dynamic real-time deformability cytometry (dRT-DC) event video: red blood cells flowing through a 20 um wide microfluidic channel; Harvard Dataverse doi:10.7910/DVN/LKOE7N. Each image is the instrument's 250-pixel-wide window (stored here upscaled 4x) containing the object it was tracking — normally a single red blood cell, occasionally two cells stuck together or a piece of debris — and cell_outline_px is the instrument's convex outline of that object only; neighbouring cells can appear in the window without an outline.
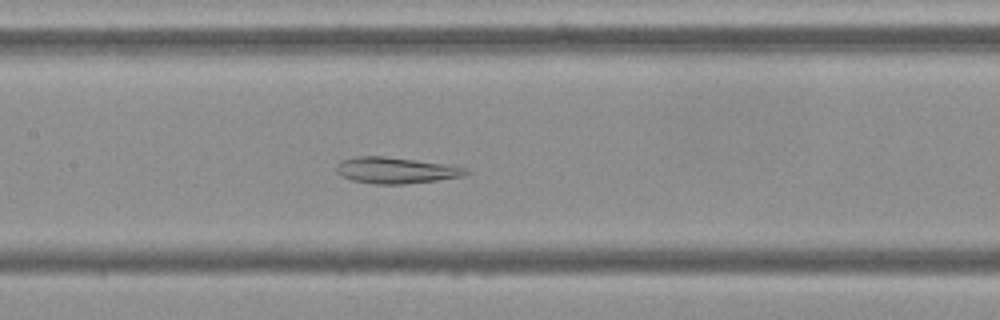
{"species": "Egyptian fruit bat (a non-hibernating species)", "species_latin": "Rousettus aegyptiacus", "temperature_condition": "cold", "stored_images_in_passage": 55, "camera_frame_rate_fps": 3000, "um_per_image_px": 0.085, "frame": {"image": 1, "passage_image": 26, "time_ms": 8.333, "image_size_px": [1000, 320], "cell_outline_px": [[472, 172], [464, 176], [436, 180], [404, 184], [376, 184], [352, 180], [340, 176], [336, 172], [336, 164], [340, 160], [356, 156], [384, 156], [460, 164], [468, 168]], "centroid_in_image_um": [33.74, 14.45], "position_along_channel_um": 173.7, "area_um2": 20.52}}
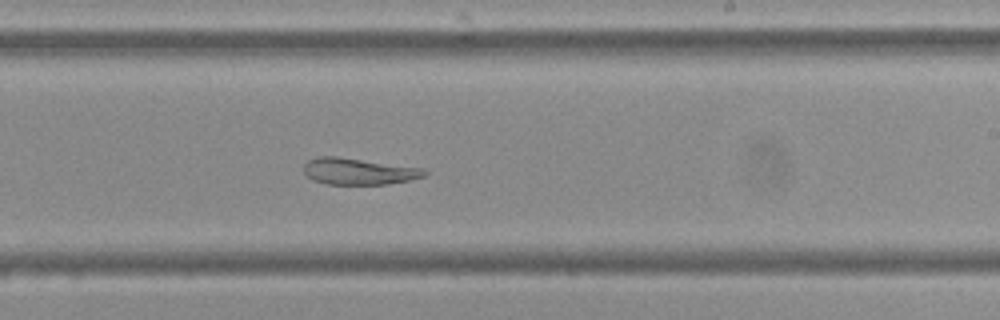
{"frame": {"image": 2, "passage_image": 33, "time_ms": 10.667, "image_size_px": [1000, 320], "cell_outline_px": [[428, 172], [424, 176], [408, 180], [388, 184], [328, 184], [312, 180], [304, 172], [304, 164], [308, 160], [320, 156], [336, 156], [424, 168]], "centroid_in_image_um": [30.48, 14.56], "position_along_channel_um": 258.5, "area_um2": 18.55}}
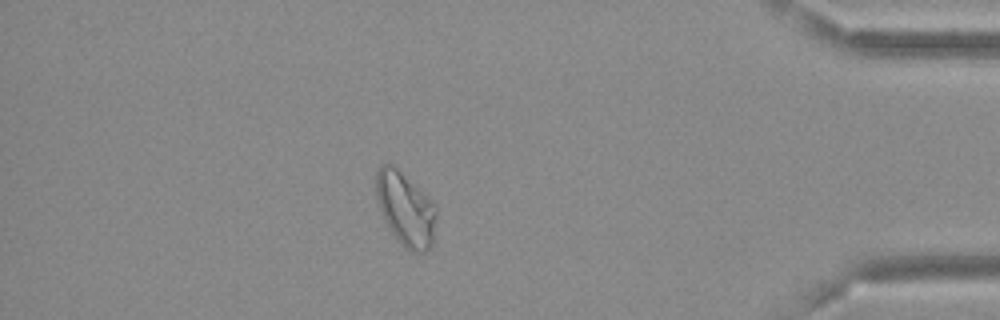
{"frame": {"image": 3, "passage_image": 48, "time_ms": 15.667, "image_size_px": [1000, 320], "cell_outline_px": [[436, 216], [432, 244], [424, 252], [412, 252], [392, 232], [384, 220], [376, 200], [376, 172], [380, 164], [392, 164], [436, 208]], "centroid_in_image_um": [34.42, 17.77], "position_along_channel_um": 400.8, "area_um2": 24.8}, "authors_computed_cell_mechanics": {"area_um2": 24.7962, "velocity_mm_per_s": 3.6538, "shape_relaxation_time_tau1_ms": null, "shape_relaxation_time_tau2_ms": 3.8073, "deformation_change_tau1": null, "deformation_change_tau2": 0.0871}}